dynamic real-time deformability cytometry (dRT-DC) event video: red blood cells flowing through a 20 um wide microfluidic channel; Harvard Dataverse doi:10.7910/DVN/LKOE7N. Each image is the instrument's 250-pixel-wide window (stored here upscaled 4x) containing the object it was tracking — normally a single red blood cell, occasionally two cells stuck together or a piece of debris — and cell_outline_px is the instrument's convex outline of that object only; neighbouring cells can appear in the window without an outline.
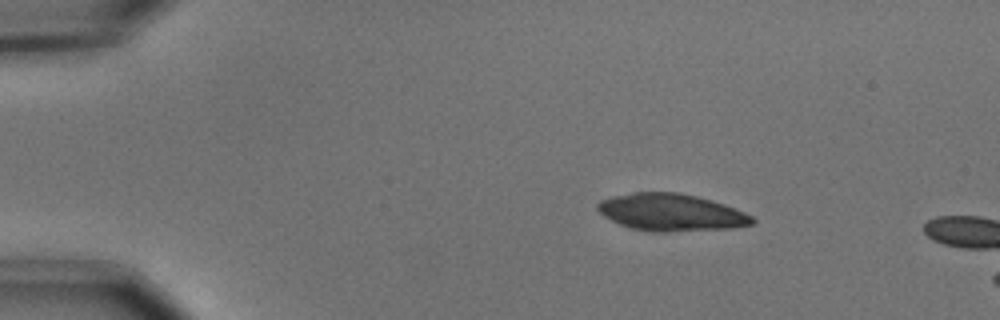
{"species": "common noctule bat (a hibernating species)", "species_latin": "Nyctalus noctula", "temperature_condition": "cold", "stored_images_in_passage": 4, "camera_frame_rate_fps": 3000, "um_per_image_px": 0.085, "animal": {"sex": "male", "body_mass_g": 15.6}, "frame": {"image": 1, "passage_image": 1, "time_ms": 0.0, "image_size_px": [1000, 320], "cell_outline_px": [[756, 220], [752, 224], [732, 228], [668, 232], [652, 232], [632, 228], [620, 224], [604, 216], [596, 208], [596, 204], [600, 200], [612, 196], [632, 192], [680, 192], [712, 200], [724, 204], [744, 212], [752, 216]], "centroid_in_image_um": [57.03, 18.05], "position_along_channel_um": 28.0, "area_um2": 33.58}}